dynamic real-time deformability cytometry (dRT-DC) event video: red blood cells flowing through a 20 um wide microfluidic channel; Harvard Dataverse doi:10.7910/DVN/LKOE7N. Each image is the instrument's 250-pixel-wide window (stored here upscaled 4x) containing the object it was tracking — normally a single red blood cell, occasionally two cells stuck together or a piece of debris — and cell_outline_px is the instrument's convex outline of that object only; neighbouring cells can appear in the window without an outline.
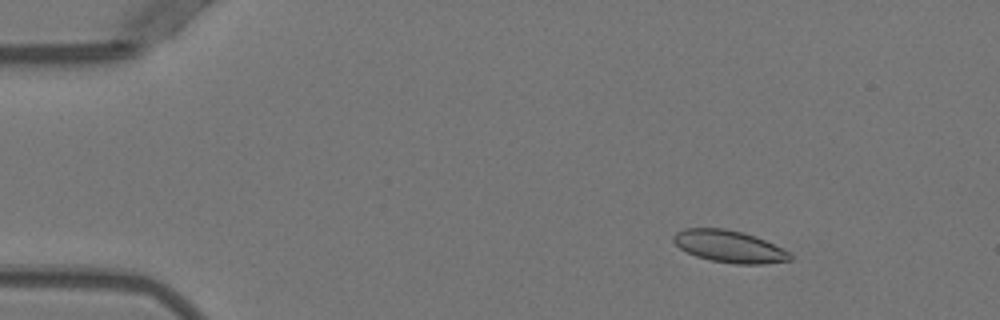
{"species": "Egyptian fruit bat (a non-hibernating species)", "species_latin": "Rousettus aegyptiacus", "temperature_condition": "warm", "stored_images_in_passage": 52, "camera_frame_rate_fps": 3000, "um_per_image_px": 0.085, "animal": {"sex": "female"}, "frame": {"image": 1, "passage_image": 7, "time_ms": 2.0, "image_size_px": [1000, 320], "cell_outline_px": [[792, 260], [764, 264], [736, 264], [712, 260], [696, 256], [680, 248], [672, 240], [672, 236], [676, 232], [684, 228], [724, 228], [744, 232], [764, 240], [788, 252], [792, 256]], "centroid_in_image_um": [61.96, 20.94], "position_along_channel_um": 23.0, "area_um2": 21.62}}
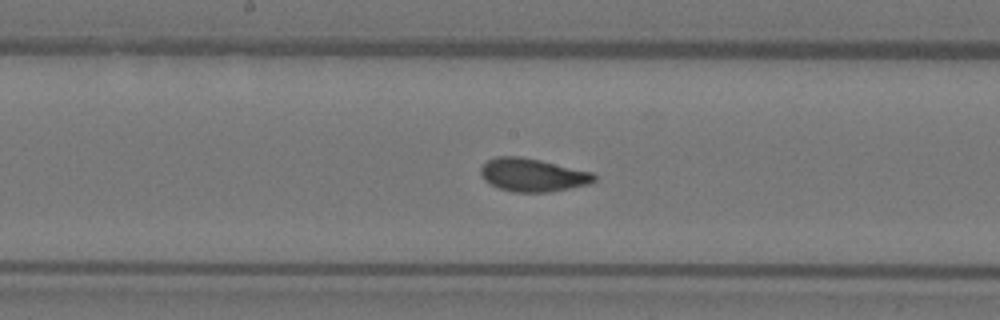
{"frame": {"image": 2, "passage_image": 27, "time_ms": 8.667, "image_size_px": [1000, 320], "cell_outline_px": [[596, 180], [588, 184], [548, 192], [512, 192], [500, 188], [484, 180], [480, 172], [480, 168], [488, 160], [496, 156], [520, 156], [540, 160], [592, 172], [596, 176]], "centroid_in_image_um": [45.26, 14.86], "position_along_channel_um": 202.9, "area_um2": 21.73}}
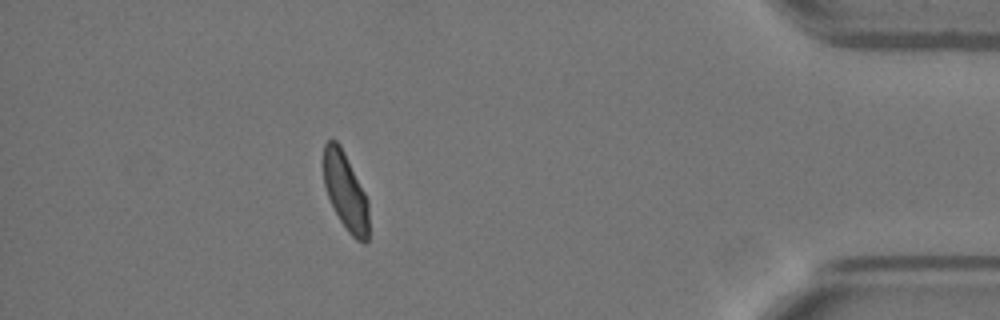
{"frame": {"image": 3, "passage_image": 46, "time_ms": 15.0, "image_size_px": [1000, 320], "cell_outline_px": [[368, 240], [364, 244], [356, 240], [348, 232], [340, 220], [328, 196], [324, 184], [324, 144], [328, 140], [336, 140], [340, 144], [368, 200]], "centroid_in_image_um": [29.37, 16.3], "position_along_channel_um": 405.8, "area_um2": 20.11}}